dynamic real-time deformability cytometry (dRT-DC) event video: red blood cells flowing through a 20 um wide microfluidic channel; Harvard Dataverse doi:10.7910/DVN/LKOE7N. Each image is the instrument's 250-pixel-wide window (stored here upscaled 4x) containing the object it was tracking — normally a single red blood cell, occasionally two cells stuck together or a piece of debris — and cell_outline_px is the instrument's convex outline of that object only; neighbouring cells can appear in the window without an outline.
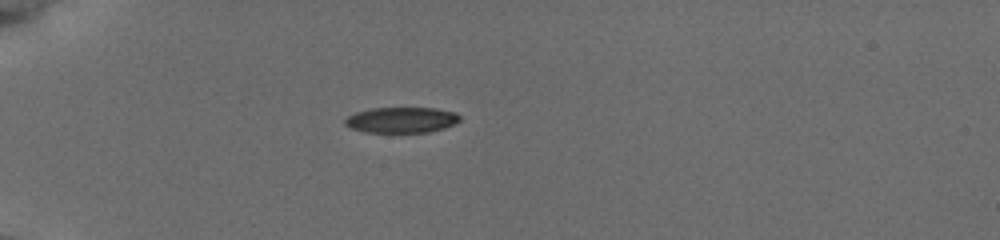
{"species": "common noctule bat (a hibernating species)", "species_latin": "Nyctalus noctula", "temperature_condition": "cold", "stored_images_in_passage": 39, "camera_frame_rate_fps": 3000, "um_per_image_px": 0.085, "animal": {"sex": "female", "body_mass_g": 19.5, "forearm_length_mm": 54.1}, "frame": {"image": 1, "passage_image": 1, "time_ms": 0.0, "image_size_px": [1000, 240], "cell_outline_px": [[460, 120], [444, 128], [428, 132], [368, 132], [352, 128], [344, 124], [344, 120], [348, 116], [356, 112], [372, 108], [436, 108], [456, 112], [460, 116]], "centroid_in_image_um": [34.13, 10.19], "position_along_channel_um": 50.9, "area_um2": 17.05}}
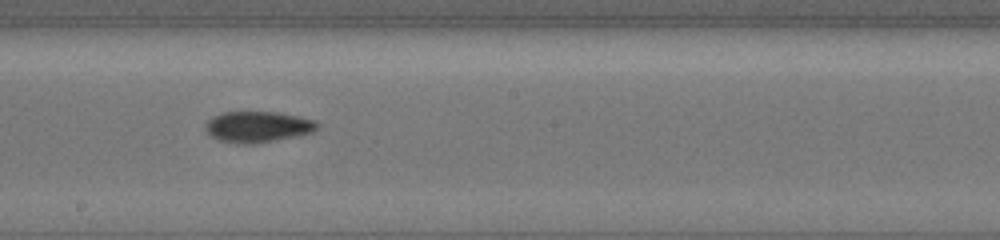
{"frame": {"image": 2, "passage_image": 17, "time_ms": 5.333, "image_size_px": [1000, 240], "cell_outline_px": [[320, 124], [316, 132], [296, 136], [252, 144], [236, 144], [220, 140], [212, 136], [208, 132], [208, 120], [212, 116], [220, 112], [280, 112], [316, 120]], "centroid_in_image_um": [21.98, 10.77], "position_along_channel_um": 226.2, "area_um2": 20.23}}
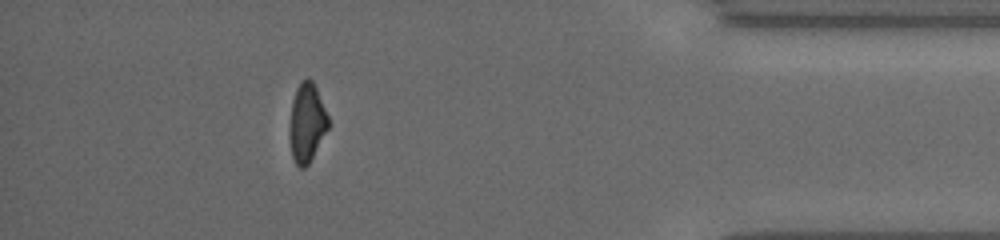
{"frame": {"image": 3, "passage_image": 34, "time_ms": 11.0, "image_size_px": [1000, 240], "cell_outline_px": [[328, 128], [308, 164], [304, 168], [300, 168], [296, 164], [292, 156], [292, 100], [296, 88], [308, 76], [312, 80], [316, 88], [328, 116]], "centroid_in_image_um": [26.12, 10.4], "position_along_channel_um": 409.1, "area_um2": 16.82}, "authors_computed_cell_mechanics": {"area_um2": 19.1896, "velocity_mm_per_s": 3.8439, "shape_relaxation_time_tau1_ms": 3.0443, "shape_relaxation_time_tau2_ms": 2.7375, "deformation_change_tau1": 0.1451, "deformation_change_tau2": 0.0781}}